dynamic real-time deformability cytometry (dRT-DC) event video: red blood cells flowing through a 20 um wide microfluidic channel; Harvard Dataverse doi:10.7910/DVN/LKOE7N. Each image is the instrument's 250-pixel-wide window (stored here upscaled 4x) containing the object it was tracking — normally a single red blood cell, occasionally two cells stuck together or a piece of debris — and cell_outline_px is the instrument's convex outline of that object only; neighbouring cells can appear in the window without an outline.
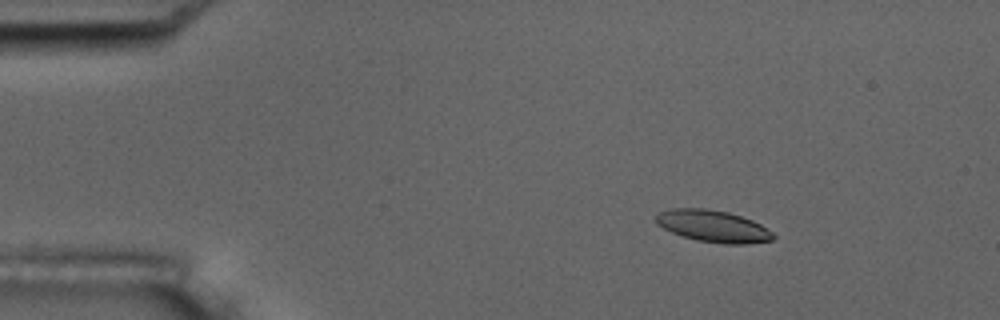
{"species": "common noctule bat (a hibernating species)", "species_latin": "Nyctalus noctula", "temperature_condition": "room temperature", "stored_images_in_passage": 3, "camera_frame_rate_fps": 3000, "um_per_image_px": 0.085, "animal": {"sex": "male", "body_mass_g": 17.5, "forearm_length_mm": 52.3}, "frame": {"image": 1, "passage_image": 1, "time_ms": 0.0, "image_size_px": [1000, 320], "cell_outline_px": [[776, 236], [772, 240], [744, 244], [724, 244], [696, 240], [672, 232], [656, 224], [656, 216], [660, 212], [672, 208], [704, 208], [728, 212], [752, 220], [760, 224], [772, 232]], "centroid_in_image_um": [60.62, 19.22], "position_along_channel_um": 24.4, "area_um2": 21.62}}